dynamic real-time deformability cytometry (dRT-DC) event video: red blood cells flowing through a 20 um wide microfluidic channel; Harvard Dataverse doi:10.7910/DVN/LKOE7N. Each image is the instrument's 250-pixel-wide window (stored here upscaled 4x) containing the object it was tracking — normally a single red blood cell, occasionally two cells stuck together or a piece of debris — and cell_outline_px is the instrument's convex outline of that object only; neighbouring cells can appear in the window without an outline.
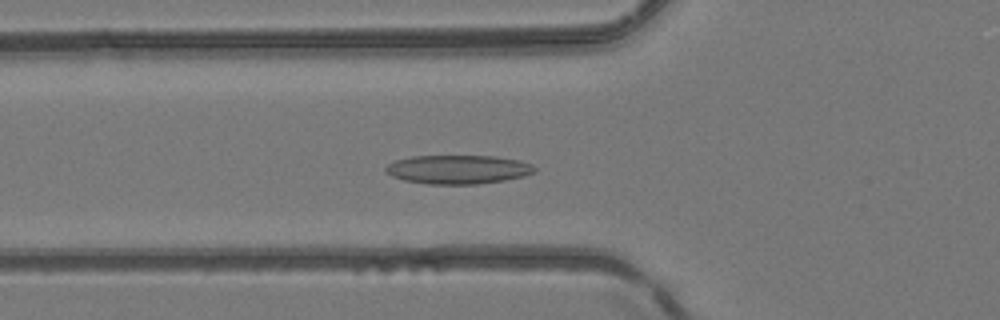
{"species": "common noctule bat (a hibernating species)", "species_latin": "Nyctalus noctula", "temperature_condition": "room temperature", "stored_images_in_passage": 51, "camera_frame_rate_fps": 3000, "um_per_image_px": 0.085, "animal": {"sex": "female", "body_mass_g": 24.6, "forearm_length_mm": 56.2}, "frame": {"image": 1, "passage_image": 19, "time_ms": 6.0, "image_size_px": [1000, 320], "cell_outline_px": [[536, 172], [524, 176], [504, 180], [476, 184], [428, 184], [404, 180], [392, 176], [384, 168], [388, 164], [396, 160], [412, 156], [496, 156], [520, 160], [532, 164], [536, 168]], "centroid_in_image_um": [38.97, 14.4], "position_along_channel_um": 86.8, "area_um2": 25.03}}
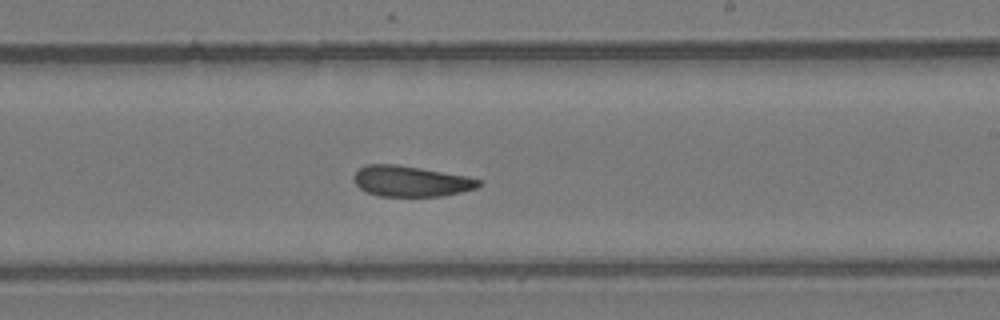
{"frame": {"image": 2, "passage_image": 31, "time_ms": 10.0, "image_size_px": [1000, 320], "cell_outline_px": [[480, 184], [476, 188], [460, 192], [440, 196], [380, 196], [368, 192], [360, 188], [356, 184], [356, 172], [364, 164], [396, 164], [468, 176], [480, 180]], "centroid_in_image_um": [34.93, 15.4], "position_along_channel_um": 254.1, "area_um2": 22.02}}
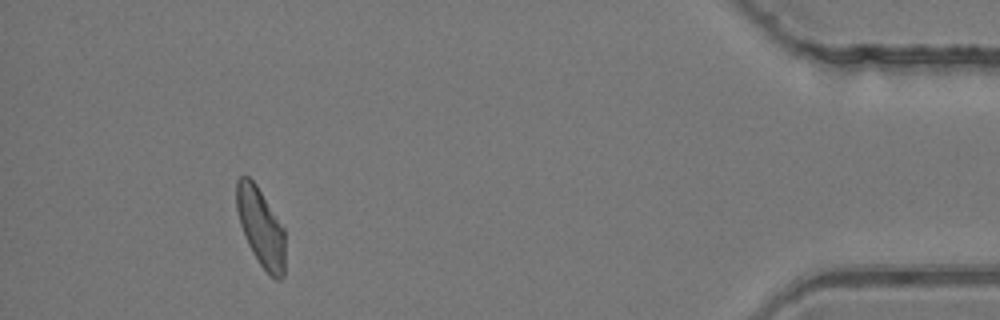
{"frame": {"image": 3, "passage_image": 47, "time_ms": 15.333, "image_size_px": [1000, 320], "cell_outline_px": [[284, 276], [280, 280], [276, 280], [260, 264], [252, 252], [244, 236], [240, 224], [236, 208], [236, 180], [240, 176], [248, 176], [256, 184], [284, 228]], "centroid_in_image_um": [22.15, 19.3], "position_along_channel_um": 413.0, "area_um2": 22.08}, "authors_computed_cell_mechanics": {"area_um2": 23.5246, "velocity_mm_per_s": 4.1668, "shape_relaxation_time_tau1_ms": null, "shape_relaxation_time_tau2_ms": 3.2882, "deformation_change_tau1": null, "deformation_change_tau2": 0.1063}}